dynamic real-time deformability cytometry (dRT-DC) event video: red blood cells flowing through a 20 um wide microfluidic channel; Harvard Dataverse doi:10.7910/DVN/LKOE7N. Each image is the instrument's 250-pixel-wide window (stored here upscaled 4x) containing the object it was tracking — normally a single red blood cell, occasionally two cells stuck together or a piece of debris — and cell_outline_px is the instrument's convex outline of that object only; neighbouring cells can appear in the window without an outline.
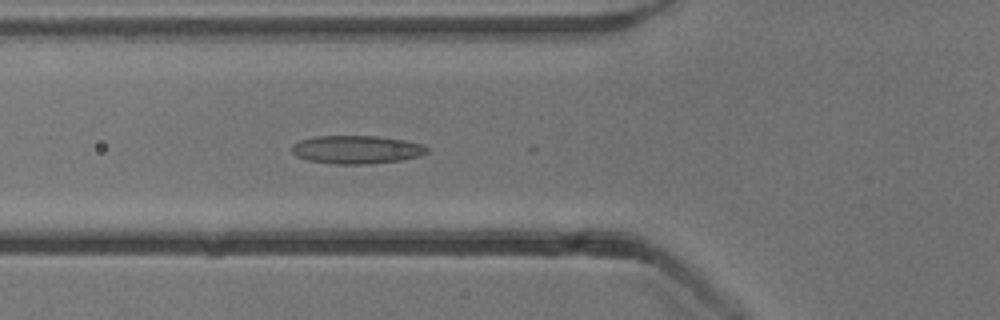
{"species": "common noctule bat (a hibernating species)", "species_latin": "Nyctalus noctula", "temperature_condition": "cold", "stored_images_in_passage": 18, "camera_frame_rate_fps": 3000, "um_per_image_px": 0.085, "animal": {"sex": "male", "body_mass_g": 13.3}, "frame": {"image": 1, "passage_image": 17, "time_ms": 5.333, "image_size_px": [1000, 320], "cell_outline_px": [[428, 152], [420, 156], [400, 160], [368, 164], [332, 164], [308, 160], [296, 156], [292, 152], [292, 144], [300, 140], [316, 136], [380, 136], [404, 140], [424, 144], [428, 148]], "centroid_in_image_um": [30.32, 12.71], "position_along_channel_um": 95.5, "area_um2": 22.37}}